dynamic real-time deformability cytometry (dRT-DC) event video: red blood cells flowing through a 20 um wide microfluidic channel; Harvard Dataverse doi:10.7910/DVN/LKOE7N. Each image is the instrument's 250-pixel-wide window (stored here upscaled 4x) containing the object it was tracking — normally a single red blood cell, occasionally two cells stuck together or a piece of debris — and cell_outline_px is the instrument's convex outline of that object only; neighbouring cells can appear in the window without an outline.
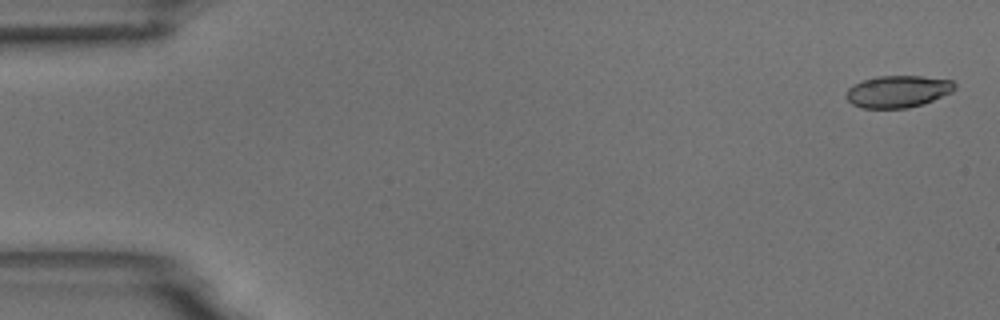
{"species": "common noctule bat (a hibernating species)", "species_latin": "Nyctalus noctula", "temperature_condition": "room temperature", "stored_images_in_passage": 5, "camera_frame_rate_fps": 3000, "um_per_image_px": 0.085, "animal": {"sex": "male", "body_mass_g": 18.8}, "frame": {"image": 1, "passage_image": 1, "time_ms": 0.0, "image_size_px": [1000, 320], "cell_outline_px": [[956, 88], [952, 92], [924, 104], [908, 108], [864, 108], [852, 104], [844, 96], [848, 88], [864, 80], [876, 76], [924, 76], [952, 80], [956, 84]], "centroid_in_image_um": [76.34, 7.77], "position_along_channel_um": 8.7, "area_um2": 20.35}}
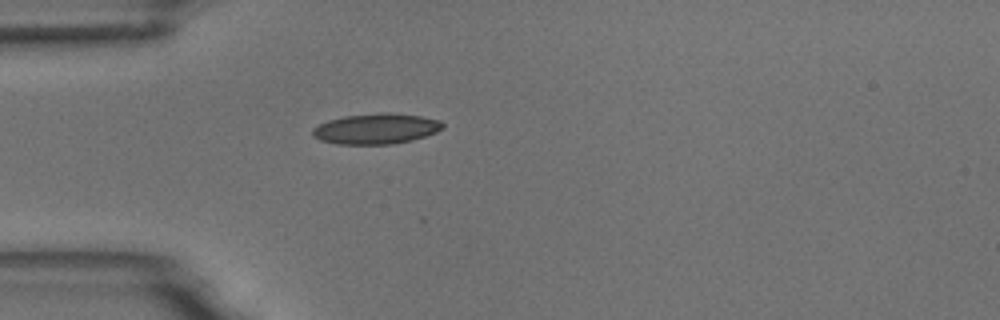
{"frame": {"image": 2, "passage_image": 5, "time_ms": 4.667, "image_size_px": [1000, 320], "cell_outline_px": [[444, 128], [436, 132], [412, 140], [392, 144], [336, 144], [320, 140], [312, 136], [312, 128], [328, 120], [344, 116], [384, 112], [388, 112], [420, 116], [440, 120], [444, 124]], "centroid_in_image_um": [31.96, 10.94], "position_along_channel_um": 53.0, "area_um2": 23.18}}